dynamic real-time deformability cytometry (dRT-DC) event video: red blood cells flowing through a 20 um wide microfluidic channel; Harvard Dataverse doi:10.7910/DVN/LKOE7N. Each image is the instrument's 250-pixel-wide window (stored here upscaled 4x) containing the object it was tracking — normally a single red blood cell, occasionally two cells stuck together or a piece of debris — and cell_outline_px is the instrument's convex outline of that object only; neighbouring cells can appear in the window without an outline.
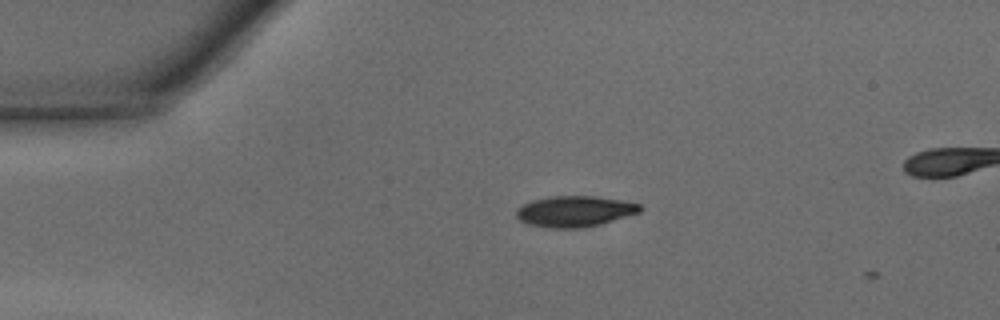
{"species": "common noctule bat (a hibernating species)", "species_latin": "Nyctalus noctula", "temperature_condition": "warm", "stored_images_in_passage": 2, "camera_frame_rate_fps": 3000, "um_per_image_px": 0.085, "animal": {"sex": "male", "body_mass_g": 15.6}, "frame": {"image": 1, "passage_image": 1, "time_ms": 0.0, "image_size_px": [1000, 320], "cell_outline_px": [[644, 208], [640, 212], [600, 224], [584, 228], [552, 228], [528, 224], [520, 220], [516, 216], [516, 208], [532, 200], [548, 196], [596, 196], [620, 200], [640, 204]], "centroid_in_image_um": [48.84, 17.96], "position_along_channel_um": 36.2, "area_um2": 22.31}}